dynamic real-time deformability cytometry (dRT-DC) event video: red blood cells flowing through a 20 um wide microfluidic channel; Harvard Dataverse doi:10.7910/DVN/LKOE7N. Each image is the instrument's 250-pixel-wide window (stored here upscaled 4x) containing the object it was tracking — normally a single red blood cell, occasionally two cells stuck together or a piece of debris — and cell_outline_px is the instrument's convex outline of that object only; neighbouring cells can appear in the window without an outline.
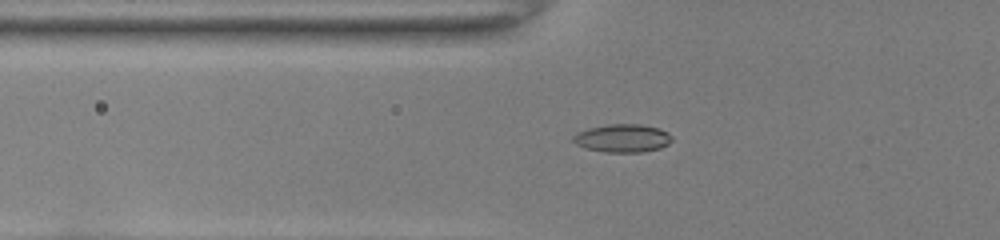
{"species": "common noctule bat (a hibernating species)", "species_latin": "Nyctalus noctula", "temperature_condition": "room temperature", "stored_images_in_passage": 47, "camera_frame_rate_fps": 3000, "um_per_image_px": 0.085, "animal": {"sex": "female", "body_mass_g": 22.0, "forearm_length_mm": 56.7}, "frame": {"image": 1, "passage_image": 15, "time_ms": 4.667, "image_size_px": [1000, 240], "cell_outline_px": [[672, 140], [668, 144], [660, 148], [644, 152], [604, 152], [588, 148], [576, 144], [572, 140], [572, 136], [576, 132], [588, 128], [608, 124], [640, 124], [660, 128], [668, 132], [672, 136]], "centroid_in_image_um": [52.93, 11.74], "position_along_channel_um": 72.9, "area_um2": 16.3}}
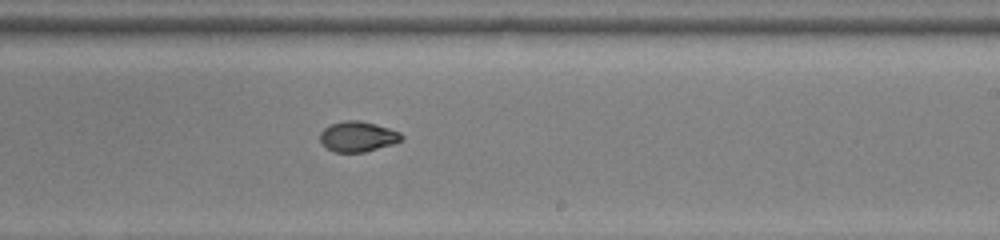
{"frame": {"image": 2, "passage_image": 29, "time_ms": 9.333, "image_size_px": [1000, 240], "cell_outline_px": [[404, 136], [400, 140], [392, 144], [364, 152], [336, 152], [328, 148], [320, 140], [320, 132], [324, 128], [332, 124], [344, 120], [360, 120], [376, 124], [400, 132]], "centroid_in_image_um": [30.41, 11.59], "position_along_channel_um": 258.6, "area_um2": 14.22}}
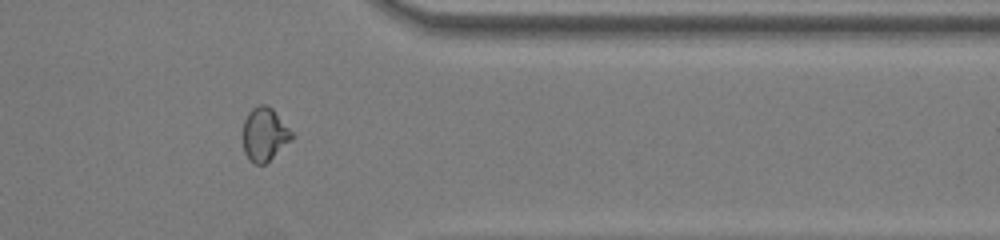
{"frame": {"image": 3, "passage_image": 39, "time_ms": 12.667, "image_size_px": [1000, 240], "cell_outline_px": [[296, 136], [292, 140], [264, 164], [256, 164], [248, 160], [244, 152], [244, 120], [248, 112], [252, 108], [260, 104], [264, 104], [272, 108]], "centroid_in_image_um": [22.5, 11.41], "position_along_channel_um": 388.9, "area_um2": 15.14}, "authors_computed_cell_mechanics": {"area_um2": 14.7968, "velocity_mm_per_s": 4.0272, "shape_relaxation_time_tau1_ms": 7.2223, "shape_relaxation_time_tau2_ms": 2.296, "deformation_change_tau1": 0.1944, "deformation_change_tau2": 0.0563}}